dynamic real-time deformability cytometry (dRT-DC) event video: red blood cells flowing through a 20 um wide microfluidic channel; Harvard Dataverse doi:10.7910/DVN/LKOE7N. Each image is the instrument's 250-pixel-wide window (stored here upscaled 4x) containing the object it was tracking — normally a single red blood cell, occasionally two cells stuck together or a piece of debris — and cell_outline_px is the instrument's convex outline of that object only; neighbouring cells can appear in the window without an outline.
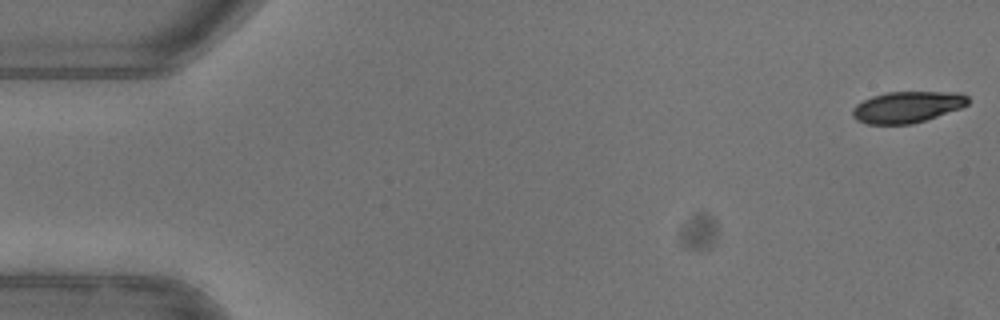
{"species": "common noctule bat (a hibernating species)", "species_latin": "Nyctalus noctula", "temperature_condition": "warm", "stored_images_in_passage": 43, "camera_frame_rate_fps": 3000, "um_per_image_px": 0.085, "animal": {"sex": "female"}, "frame": {"image": 1, "passage_image": 1, "time_ms": 0.0, "image_size_px": [1000, 320], "cell_outline_px": [[968, 104], [960, 108], [912, 124], [868, 124], [856, 120], [852, 116], [852, 108], [856, 104], [872, 96], [888, 92], [960, 92], [968, 96]], "centroid_in_image_um": [77.09, 9.09], "position_along_channel_um": 7.9, "area_um2": 20.98}}
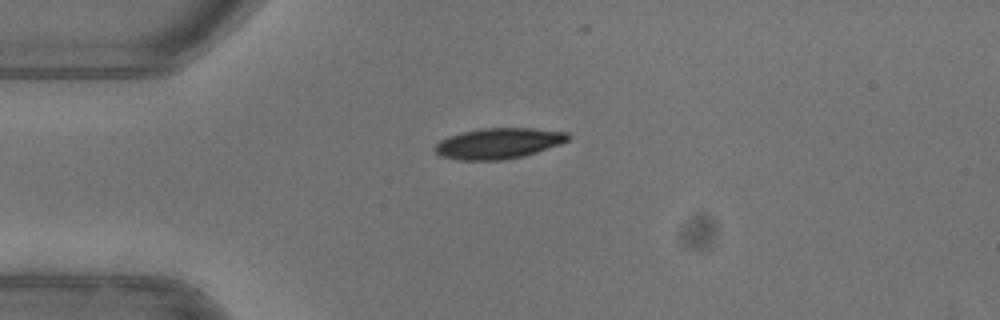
{"frame": {"image": 2, "passage_image": 13, "time_ms": 4.0, "image_size_px": [1000, 320], "cell_outline_px": [[572, 136], [568, 140], [560, 144], [524, 156], [500, 160], [460, 160], [440, 156], [432, 148], [440, 140], [448, 136], [464, 132], [484, 128], [532, 128], [568, 132]], "centroid_in_image_um": [42.37, 12.18], "position_along_channel_um": 42.6, "area_um2": 23.81}}
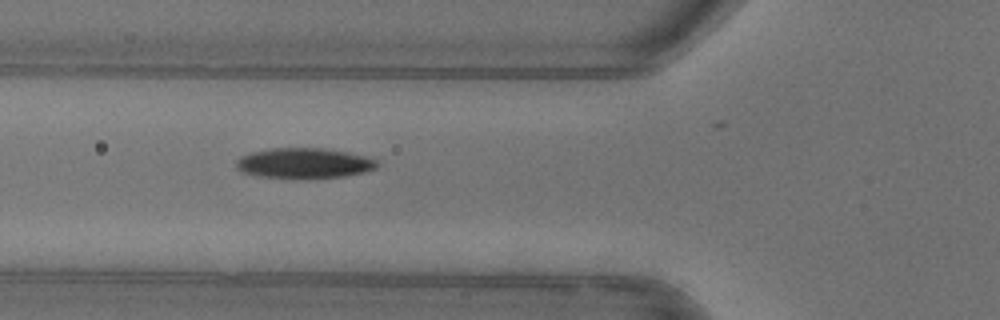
{"frame": {"image": 3, "passage_image": 19, "time_ms": 6.0, "image_size_px": [1000, 320], "cell_outline_px": [[380, 164], [376, 168], [364, 172], [344, 176], [260, 176], [240, 172], [236, 168], [236, 160], [240, 156], [252, 152], [272, 148], [324, 148], [348, 152], [368, 156], [376, 160]], "centroid_in_image_um": [25.86, 13.83], "position_along_channel_um": 99.9, "area_um2": 24.28}}